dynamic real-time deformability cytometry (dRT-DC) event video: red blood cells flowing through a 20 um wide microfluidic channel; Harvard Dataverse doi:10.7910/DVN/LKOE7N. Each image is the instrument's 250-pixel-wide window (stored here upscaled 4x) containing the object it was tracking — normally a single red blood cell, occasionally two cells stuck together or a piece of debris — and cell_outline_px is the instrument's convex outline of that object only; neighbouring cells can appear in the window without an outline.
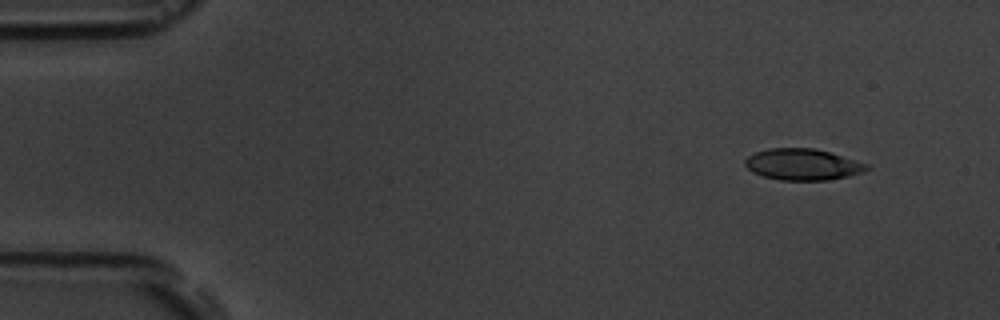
{"species": "common noctule bat (a hibernating species)", "species_latin": "Nyctalus noctula", "temperature_condition": "room temperature", "stored_images_in_passage": 4, "camera_frame_rate_fps": 3000, "um_per_image_px": 0.085, "animal": {"sex": "male", "body_mass_g": 19.5, "forearm_length_mm": 54.6}, "frame": {"image": 1, "passage_image": 1, "time_ms": 0.0, "image_size_px": [1000, 320], "cell_outline_px": [[872, 168], [864, 172], [848, 176], [828, 180], [780, 180], [764, 176], [752, 172], [744, 164], [744, 160], [748, 156], [756, 152], [768, 148], [816, 148], [868, 164]], "centroid_in_image_um": [68.24, 13.98], "position_along_channel_um": 16.8, "area_um2": 22.25}}
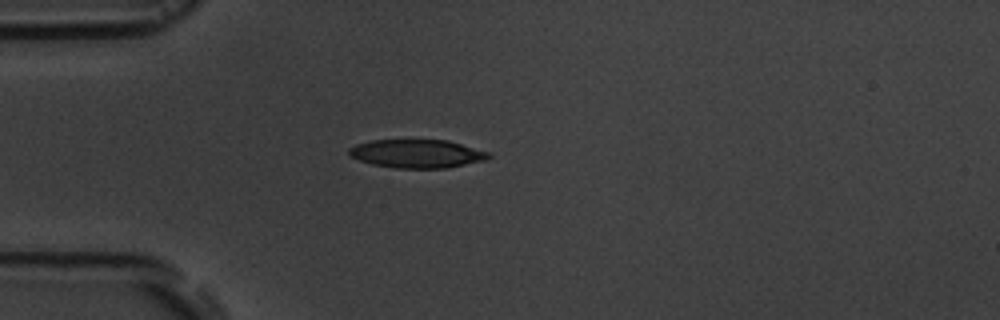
{"frame": {"image": 2, "passage_image": 4, "time_ms": 3.333, "image_size_px": [1000, 320], "cell_outline_px": [[492, 156], [484, 160], [448, 168], [396, 168], [372, 164], [348, 156], [348, 148], [356, 144], [372, 140], [448, 140], [488, 152]], "centroid_in_image_um": [35.41, 13.06], "position_along_channel_um": 49.6, "area_um2": 23.06}}